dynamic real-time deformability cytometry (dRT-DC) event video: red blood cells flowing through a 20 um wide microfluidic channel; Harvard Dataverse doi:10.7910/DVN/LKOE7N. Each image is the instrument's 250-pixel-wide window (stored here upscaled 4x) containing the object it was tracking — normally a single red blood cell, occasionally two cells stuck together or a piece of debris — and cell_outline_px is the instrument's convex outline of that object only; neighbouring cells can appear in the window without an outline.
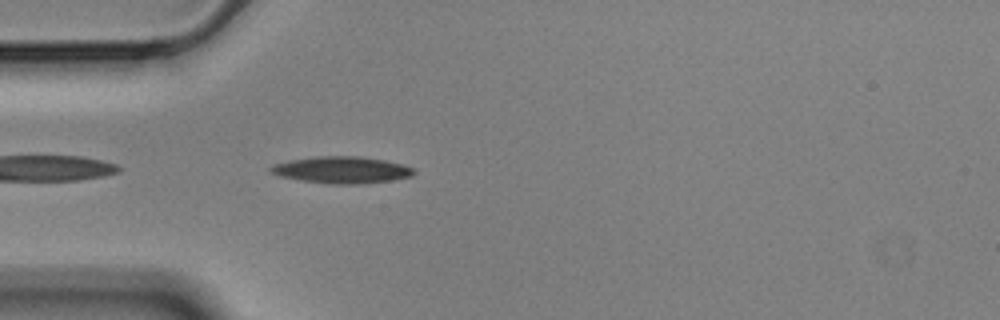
{"species": "Egyptian fruit bat (a non-hibernating species)", "species_latin": "Rousettus aegyptiacus", "temperature_condition": "cold", "stored_images_in_passage": 16, "camera_frame_rate_fps": 3000, "um_per_image_px": 0.085, "animal": {"sex": "male"}, "frame": {"image": 1, "passage_image": 2, "time_ms": 0.333, "image_size_px": [1000, 320], "cell_outline_px": [[416, 172], [412, 176], [392, 180], [360, 184], [332, 184], [304, 180], [280, 176], [272, 172], [268, 168], [276, 164], [292, 160], [316, 156], [356, 156], [384, 160], [400, 164], [412, 168]], "centroid_in_image_um": [29.08, 14.44], "position_along_channel_um": 55.9, "area_um2": 21.91}}
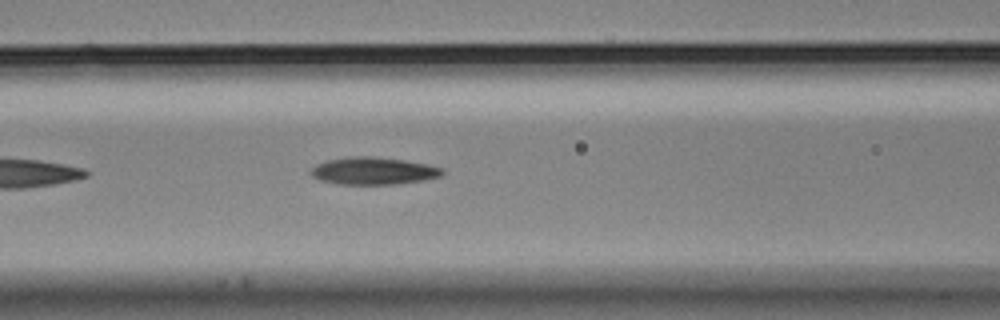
{"frame": {"image": 2, "passage_image": 9, "time_ms": 2.667, "image_size_px": [1000, 320], "cell_outline_px": [[444, 172], [440, 176], [424, 180], [396, 184], [336, 184], [320, 180], [312, 176], [308, 172], [316, 164], [328, 160], [352, 156], [376, 156], [404, 160], [428, 164], [444, 168]], "centroid_in_image_um": [31.73, 14.52], "position_along_channel_um": 134.9, "area_um2": 21.1}}
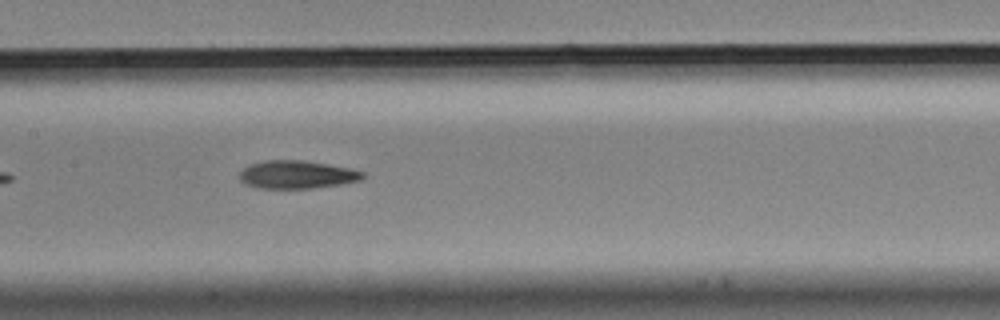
{"frame": {"image": 3, "passage_image": 13, "time_ms": 4.0, "image_size_px": [1000, 320], "cell_outline_px": [[364, 176], [360, 180], [340, 184], [312, 188], [260, 188], [244, 184], [240, 180], [240, 172], [244, 168], [252, 164], [264, 160], [300, 160], [328, 164], [352, 168], [364, 172]], "centroid_in_image_um": [25.24, 14.84], "position_along_channel_um": 182.2, "area_um2": 20.0}}